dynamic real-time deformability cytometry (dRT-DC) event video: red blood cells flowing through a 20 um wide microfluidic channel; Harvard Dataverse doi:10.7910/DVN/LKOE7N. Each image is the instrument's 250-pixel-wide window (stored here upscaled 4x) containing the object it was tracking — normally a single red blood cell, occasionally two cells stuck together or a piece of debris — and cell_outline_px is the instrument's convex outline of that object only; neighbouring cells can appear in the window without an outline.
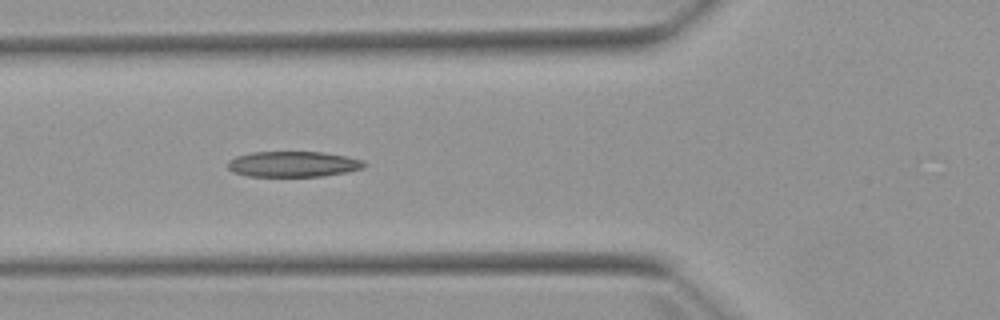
{"species": "Egyptian fruit bat (a non-hibernating species)", "species_latin": "Rousettus aegyptiacus", "temperature_condition": "warm", "stored_images_in_passage": 5, "camera_frame_rate_fps": 3000, "um_per_image_px": 0.085, "animal": {"sex": "female"}, "frame": {"image": 1, "passage_image": 4, "time_ms": 4.333, "image_size_px": [1000, 320], "cell_outline_px": [[368, 164], [364, 168], [348, 172], [324, 176], [248, 176], [232, 172], [228, 168], [228, 160], [236, 156], [252, 152], [324, 152], [364, 160]], "centroid_in_image_um": [24.94, 13.95], "position_along_channel_um": 100.9, "area_um2": 20.52}}
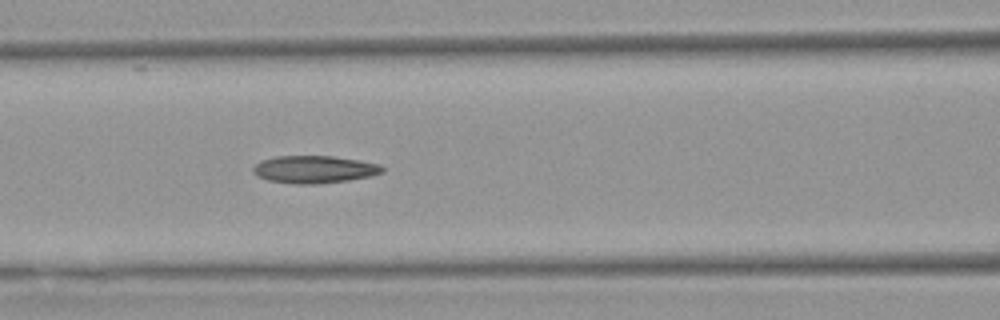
{"frame": {"image": 2, "passage_image": 5, "time_ms": 5.333, "image_size_px": [1000, 320], "cell_outline_px": [[384, 172], [368, 176], [348, 180], [316, 184], [292, 184], [268, 180], [256, 176], [252, 172], [252, 168], [260, 160], [276, 156], [332, 156], [360, 160], [380, 164], [384, 168]], "centroid_in_image_um": [26.68, 14.39], "position_along_channel_um": 139.9, "area_um2": 20.81}}